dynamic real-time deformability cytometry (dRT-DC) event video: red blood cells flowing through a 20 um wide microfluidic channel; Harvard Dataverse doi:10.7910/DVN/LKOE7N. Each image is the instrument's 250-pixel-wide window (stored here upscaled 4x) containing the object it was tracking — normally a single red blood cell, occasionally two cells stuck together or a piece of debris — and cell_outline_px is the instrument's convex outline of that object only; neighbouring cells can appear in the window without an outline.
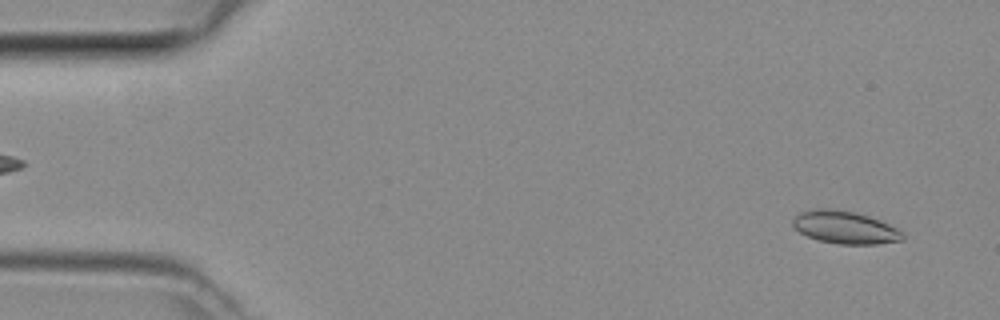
{"species": "common noctule bat (a hibernating species)", "species_latin": "Nyctalus noctula", "temperature_condition": "room temperature", "stored_images_in_passage": 46, "camera_frame_rate_fps": 3000, "um_per_image_px": 0.085, "animal": {"sex": "female", "body_mass_g": 29.2, "forearm_length_mm": 56.3}, "frame": {"image": 1, "passage_image": 2, "time_ms": 0.333, "image_size_px": [1000, 320], "cell_outline_px": [[904, 240], [876, 244], [840, 244], [820, 240], [808, 236], [800, 232], [792, 224], [792, 220], [800, 212], [816, 208], [828, 208], [856, 212], [880, 220], [904, 232]], "centroid_in_image_um": [71.84, 19.32], "position_along_channel_um": 13.2, "area_um2": 20.81}}
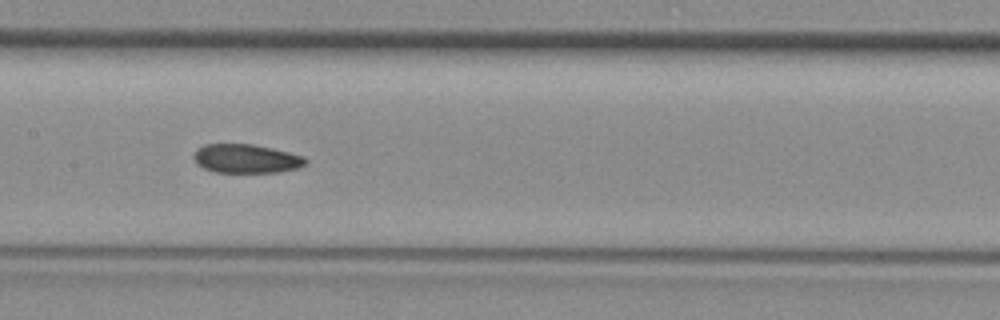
{"frame": {"image": 2, "passage_image": 22, "time_ms": 7.0, "image_size_px": [1000, 320], "cell_outline_px": [[308, 160], [304, 164], [296, 168], [280, 172], [216, 172], [204, 168], [196, 164], [192, 156], [196, 148], [204, 144], [252, 144], [272, 148], [304, 156]], "centroid_in_image_um": [20.88, 13.48], "position_along_channel_um": 186.5, "area_um2": 18.84}}
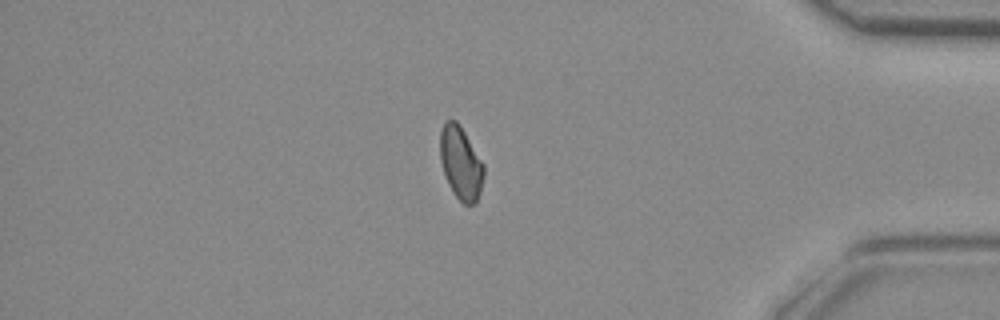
{"frame": {"image": 3, "passage_image": 39, "time_ms": 12.667, "image_size_px": [1000, 320], "cell_outline_px": [[484, 176], [480, 192], [476, 204], [464, 204], [456, 196], [448, 184], [440, 160], [440, 132], [444, 120], [456, 120], [460, 124], [484, 164]], "centroid_in_image_um": [39.17, 13.83], "position_along_channel_um": 396.0, "area_um2": 18.67}}